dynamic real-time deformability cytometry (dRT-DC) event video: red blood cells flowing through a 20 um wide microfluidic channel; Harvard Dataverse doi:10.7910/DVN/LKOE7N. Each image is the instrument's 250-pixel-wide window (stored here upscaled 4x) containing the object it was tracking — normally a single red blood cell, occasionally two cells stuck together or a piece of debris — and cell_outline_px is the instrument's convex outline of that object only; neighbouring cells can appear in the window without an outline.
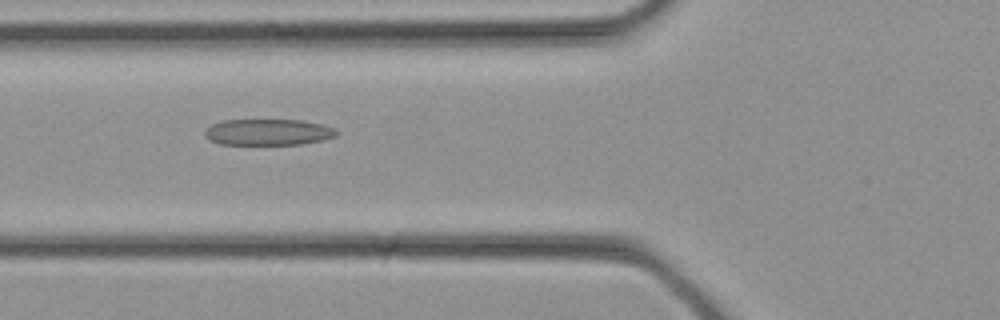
{"species": "common noctule bat (a hibernating species)", "species_latin": "Nyctalus noctula", "temperature_condition": "cold", "stored_images_in_passage": 26, "camera_frame_rate_fps": 3000, "um_per_image_px": 0.085, "animal": {"sex": "female", "body_mass_g": 21.9}, "frame": {"image": 1, "passage_image": 5, "time_ms": 1.333, "image_size_px": [1000, 320], "cell_outline_px": [[340, 132], [336, 136], [324, 140], [300, 144], [220, 144], [208, 140], [204, 136], [204, 128], [220, 120], [300, 120], [320, 124], [336, 128]], "centroid_in_image_um": [22.77, 11.23], "position_along_channel_um": 103.0, "area_um2": 20.35}}
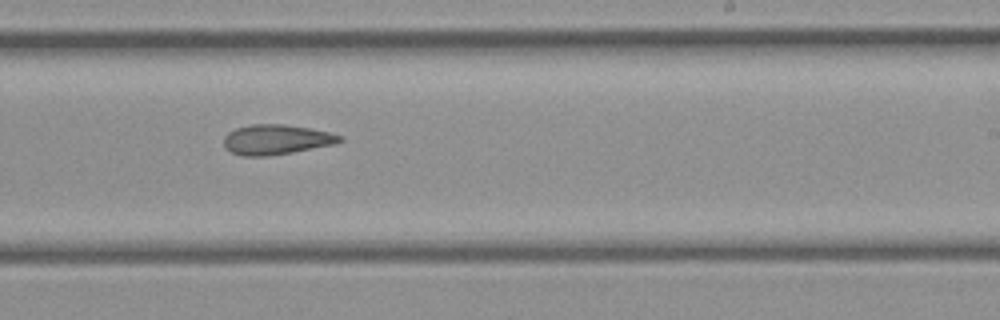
{"frame": {"image": 2, "passage_image": 13, "time_ms": 4.0, "image_size_px": [1000, 320], "cell_outline_px": [[344, 140], [336, 144], [292, 152], [268, 156], [240, 156], [224, 148], [224, 136], [228, 132], [236, 128], [248, 124], [284, 124], [308, 128], [328, 132], [344, 136]], "centroid_in_image_um": [23.47, 11.86], "position_along_channel_um": 265.5, "area_um2": 20.4}}
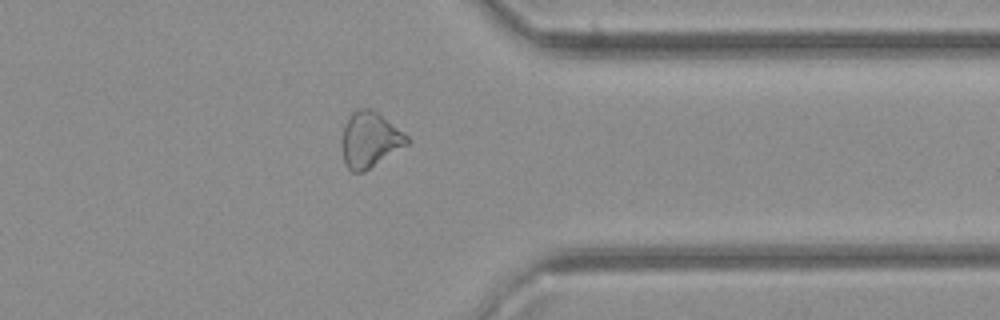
{"frame": {"image": 3, "passage_image": 19, "time_ms": 6.0, "image_size_px": [1000, 320], "cell_outline_px": [[412, 140], [408, 144], [364, 172], [352, 172], [344, 164], [344, 124], [348, 116], [356, 108], [372, 108], [408, 136]], "centroid_in_image_um": [31.46, 11.86], "position_along_channel_um": 379.9, "area_um2": 20.81}}